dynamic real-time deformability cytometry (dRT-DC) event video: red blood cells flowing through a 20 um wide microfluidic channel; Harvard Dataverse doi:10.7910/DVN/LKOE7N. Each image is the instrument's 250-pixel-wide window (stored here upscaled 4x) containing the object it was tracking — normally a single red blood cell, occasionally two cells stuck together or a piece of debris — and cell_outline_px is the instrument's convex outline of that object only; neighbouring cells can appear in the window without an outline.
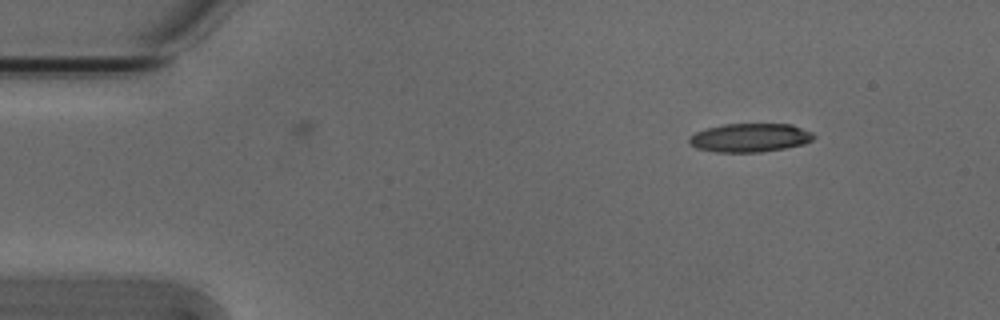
{"species": "Egyptian fruit bat (a non-hibernating species)", "species_latin": "Rousettus aegyptiacus", "temperature_condition": "cold", "stored_images_in_passage": 3, "camera_frame_rate_fps": 3000, "um_per_image_px": 0.085, "animal": {"sex": "male"}, "frame": {"image": 1, "passage_image": 1, "time_ms": 0.0, "image_size_px": [1000, 320], "cell_outline_px": [[816, 136], [812, 140], [804, 144], [784, 148], [760, 152], [716, 152], [696, 148], [688, 144], [688, 136], [696, 132], [708, 128], [724, 124], [792, 124], [812, 132]], "centroid_in_image_um": [63.73, 11.7], "position_along_channel_um": 21.3, "area_um2": 20.87}}